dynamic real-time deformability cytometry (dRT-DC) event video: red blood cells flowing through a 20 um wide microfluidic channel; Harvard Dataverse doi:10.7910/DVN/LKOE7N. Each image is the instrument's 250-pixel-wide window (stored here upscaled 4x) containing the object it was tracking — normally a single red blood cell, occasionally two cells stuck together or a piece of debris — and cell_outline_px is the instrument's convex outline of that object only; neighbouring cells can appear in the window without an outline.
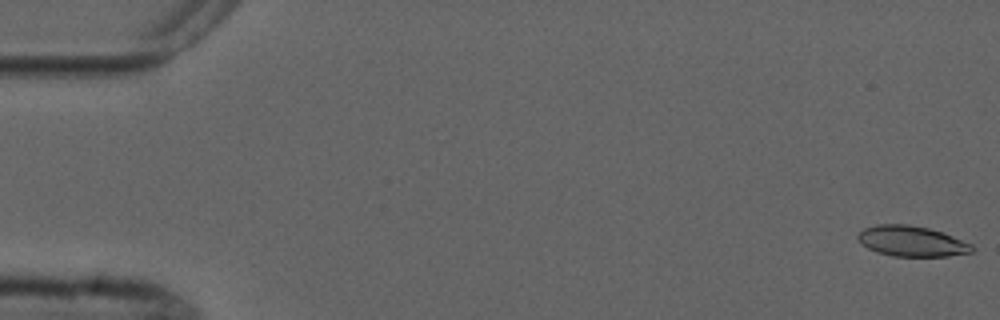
{"species": "common noctule bat (a hibernating species)", "species_latin": "Nyctalus noctula", "temperature_condition": "cold", "stored_images_in_passage": 6, "camera_frame_rate_fps": 3000, "um_per_image_px": 0.085, "animal": {"sex": "male", "forearm_length_mm": 52.5}, "frame": {"image": 1, "passage_image": 1, "time_ms": 0.0, "image_size_px": [1000, 320], "cell_outline_px": [[976, 248], [972, 252], [948, 256], [892, 256], [876, 252], [868, 248], [856, 236], [864, 228], [876, 224], [908, 224], [928, 228], [944, 232], [972, 244]], "centroid_in_image_um": [77.53, 20.5], "position_along_channel_um": 7.5, "area_um2": 20.35}}